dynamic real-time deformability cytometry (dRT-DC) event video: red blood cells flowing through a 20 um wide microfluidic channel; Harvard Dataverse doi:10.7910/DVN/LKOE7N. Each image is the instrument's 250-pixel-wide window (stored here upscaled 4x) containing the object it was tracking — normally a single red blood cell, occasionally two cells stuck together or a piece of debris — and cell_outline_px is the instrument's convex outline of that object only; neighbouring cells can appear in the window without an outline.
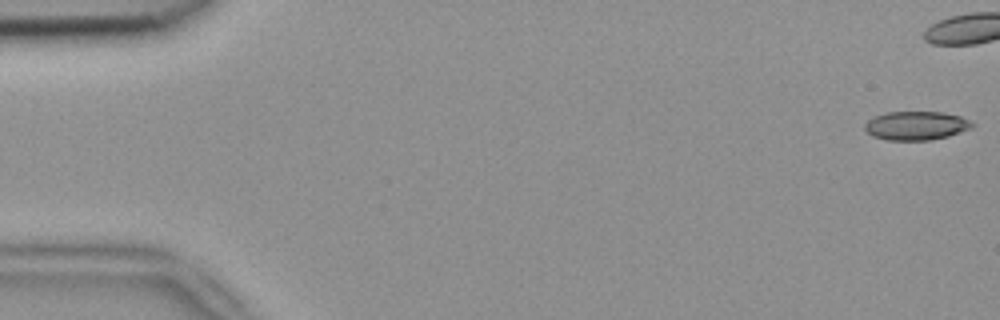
{"species": "common noctule bat (a hibernating species)", "species_latin": "Nyctalus noctula", "temperature_condition": "room temperature", "stored_images_in_passage": 5, "camera_frame_rate_fps": 3000, "um_per_image_px": 0.085, "animal": {"sex": "female", "body_mass_g": 18.4}, "frame": {"image": 1, "passage_image": 1, "time_ms": 0.0, "image_size_px": [1000, 320], "cell_outline_px": [[976, 124], [972, 128], [948, 136], [928, 140], [888, 140], [872, 136], [864, 128], [864, 124], [868, 120], [876, 116], [888, 112], [940, 112], [960, 116]], "centroid_in_image_um": [77.88, 10.68], "position_along_channel_um": 7.1, "area_um2": 17.86}}